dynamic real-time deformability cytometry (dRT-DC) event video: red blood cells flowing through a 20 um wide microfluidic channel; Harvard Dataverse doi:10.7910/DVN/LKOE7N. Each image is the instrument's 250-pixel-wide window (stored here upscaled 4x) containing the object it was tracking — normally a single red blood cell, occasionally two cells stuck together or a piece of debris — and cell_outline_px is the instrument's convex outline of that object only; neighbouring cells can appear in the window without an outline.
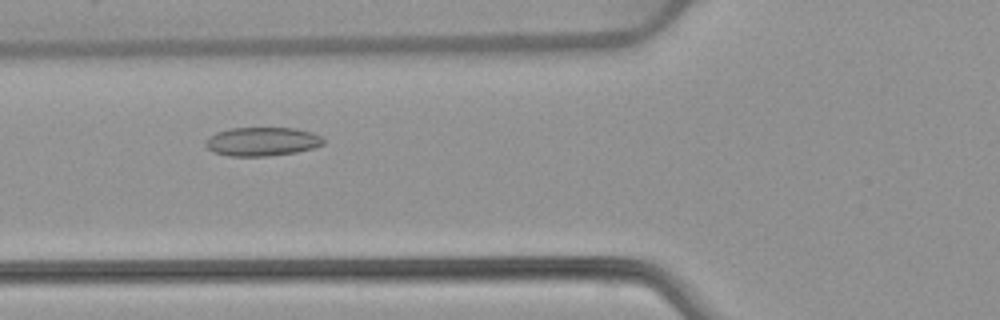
{"species": "common noctule bat (a hibernating species)", "species_latin": "Nyctalus noctula", "temperature_condition": "warm", "stored_images_in_passage": 37, "camera_frame_rate_fps": 3000, "um_per_image_px": 0.085, "animal": {"sex": "female", "body_mass_g": 22.7, "forearm_length_mm": 54.2}, "frame": {"image": 1, "passage_image": 4, "time_ms": 1.0, "image_size_px": [1000, 320], "cell_outline_px": [[324, 144], [312, 148], [296, 152], [268, 156], [228, 156], [212, 152], [204, 144], [204, 140], [208, 136], [216, 132], [232, 128], [296, 128], [312, 132], [320, 136], [324, 140]], "centroid_in_image_um": [22.24, 12.03], "position_along_channel_um": 103.6, "area_um2": 19.88}}
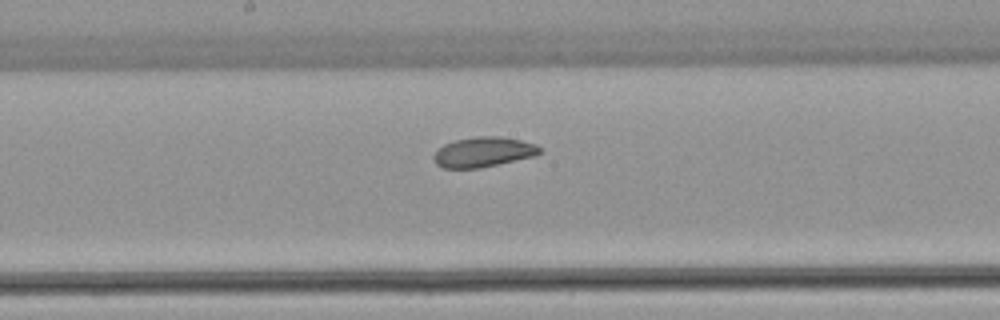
{"frame": {"image": 2, "passage_image": 12, "time_ms": 3.667, "image_size_px": [1000, 320], "cell_outline_px": [[540, 152], [536, 156], [480, 168], [444, 168], [436, 164], [432, 156], [444, 144], [456, 140], [476, 136], [500, 136], [520, 140], [536, 144], [540, 148]], "centroid_in_image_um": [41.09, 12.92], "position_along_channel_um": 207.1, "area_um2": 18.5}}
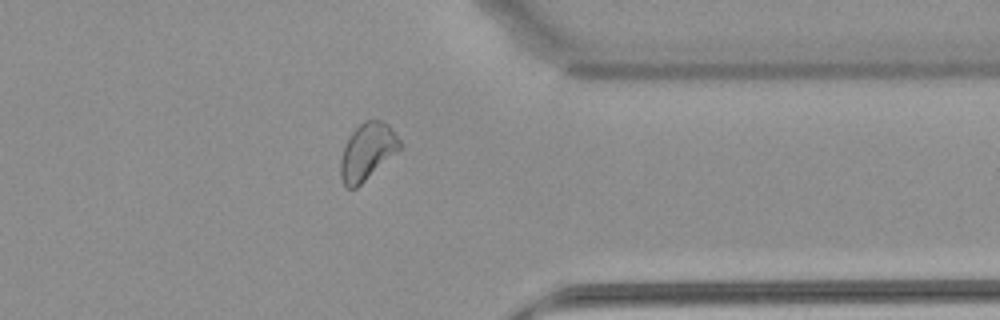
{"frame": {"image": 3, "passage_image": 26, "time_ms": 8.333, "image_size_px": [1000, 320], "cell_outline_px": [[404, 144], [396, 152], [356, 188], [348, 188], [344, 184], [340, 176], [340, 160], [348, 136], [364, 120], [380, 120], [388, 124]], "centroid_in_image_um": [31.22, 12.86], "position_along_channel_um": 380.2, "area_um2": 19.36}, "authors_computed_cell_mechanics": {"area_um2": 19.2474, "velocity_mm_per_s": 3.8845, "shape_relaxation_time_tau1_ms": null, "shape_relaxation_time_tau2_ms": 5.1756, "deformation_change_tau1": null, "deformation_change_tau2": 0.1101}}